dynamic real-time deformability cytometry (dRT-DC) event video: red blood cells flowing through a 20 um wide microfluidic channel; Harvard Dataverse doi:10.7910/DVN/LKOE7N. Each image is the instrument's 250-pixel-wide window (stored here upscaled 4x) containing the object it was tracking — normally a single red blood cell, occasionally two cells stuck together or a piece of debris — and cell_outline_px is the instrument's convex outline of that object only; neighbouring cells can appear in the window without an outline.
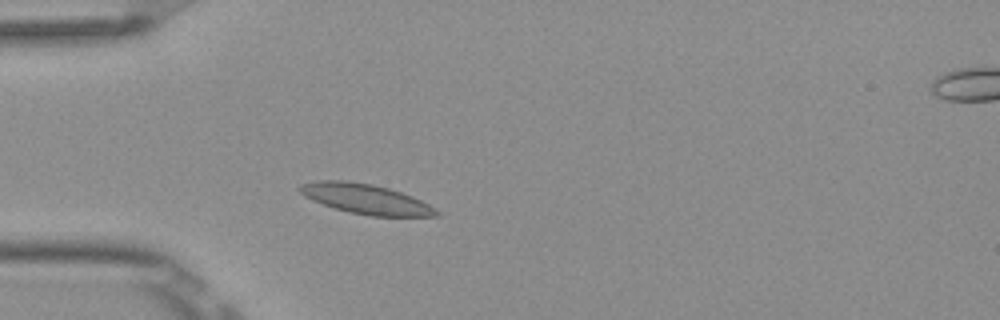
{"species": "Egyptian fruit bat (a non-hibernating species)", "species_latin": "Rousettus aegyptiacus", "temperature_condition": "room temperature", "stored_images_in_passage": 3, "camera_frame_rate_fps": 3000, "um_per_image_px": 0.085, "frame": {"image": 1, "passage_image": 3, "time_ms": 0.667, "image_size_px": [1000, 320], "cell_outline_px": [[440, 216], [372, 216], [348, 212], [312, 200], [304, 196], [300, 192], [300, 184], [320, 180], [344, 180], [372, 184], [388, 188], [412, 196], [428, 204], [440, 212]], "centroid_in_image_um": [31.1, 16.91], "position_along_channel_um": 53.9, "area_um2": 23.58}}